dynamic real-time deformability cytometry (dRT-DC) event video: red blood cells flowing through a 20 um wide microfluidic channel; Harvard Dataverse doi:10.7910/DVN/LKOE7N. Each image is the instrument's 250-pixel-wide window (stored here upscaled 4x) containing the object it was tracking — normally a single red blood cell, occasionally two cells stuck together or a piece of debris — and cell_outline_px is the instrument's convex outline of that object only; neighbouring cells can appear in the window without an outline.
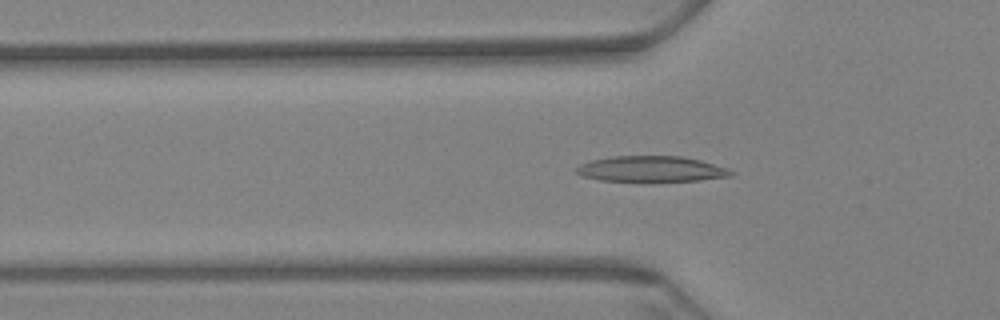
{"species": "Egyptian fruit bat (a non-hibernating species)", "species_latin": "Rousettus aegyptiacus", "temperature_condition": "warm", "stored_images_in_passage": 64, "camera_frame_rate_fps": 3000, "um_per_image_px": 0.085, "animal": {"sex": "female"}, "frame": {"image": 1, "passage_image": 21, "time_ms": 6.667, "image_size_px": [1000, 320], "cell_outline_px": [[732, 176], [700, 180], [648, 184], [644, 184], [600, 180], [580, 176], [576, 172], [576, 168], [580, 164], [592, 160], [612, 156], [680, 156], [700, 160], [728, 168], [732, 172]], "centroid_in_image_um": [55.32, 14.41], "position_along_channel_um": 70.5, "area_um2": 24.22}}
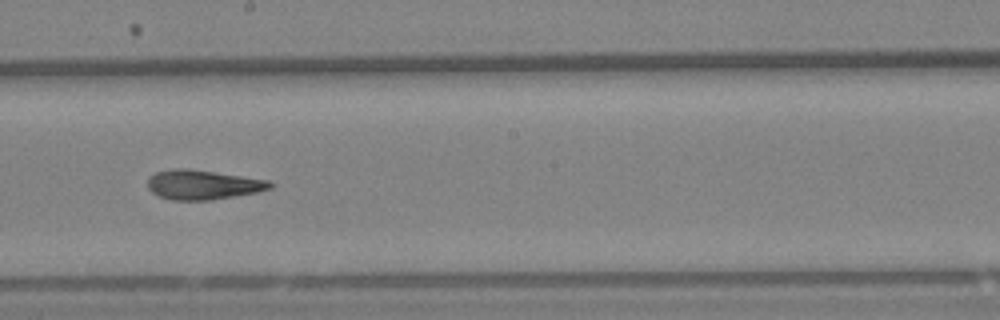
{"frame": {"image": 2, "passage_image": 36, "time_ms": 11.667, "image_size_px": [1000, 320], "cell_outline_px": [[276, 184], [272, 188], [256, 192], [212, 200], [172, 200], [160, 196], [152, 192], [148, 188], [148, 176], [156, 172], [172, 168], [188, 168], [268, 180]], "centroid_in_image_um": [17.23, 15.69], "position_along_channel_um": 231.0, "area_um2": 21.1}}
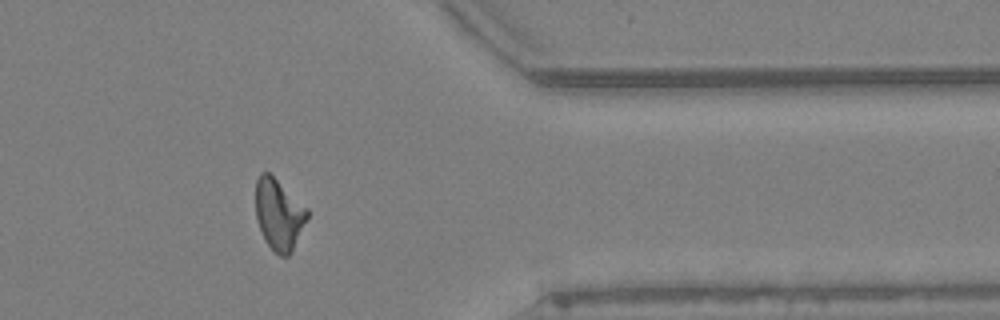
{"frame": {"image": 3, "passage_image": 52, "time_ms": 17.0, "image_size_px": [1000, 320], "cell_outline_px": [[308, 216], [292, 252], [288, 256], [280, 256], [264, 240], [256, 220], [256, 180], [260, 172], [268, 172], [308, 208]], "centroid_in_image_um": [23.69, 18.23], "position_along_channel_um": 387.7, "area_um2": 21.21}, "authors_computed_cell_mechanics": {"area_um2": 21.386, "velocity_mm_per_s": 3.2155, "shape_relaxation_time_tau1_ms": null, "shape_relaxation_time_tau2_ms": 2.2399, "deformation_change_tau1": null, "deformation_change_tau2": 0.1085}}